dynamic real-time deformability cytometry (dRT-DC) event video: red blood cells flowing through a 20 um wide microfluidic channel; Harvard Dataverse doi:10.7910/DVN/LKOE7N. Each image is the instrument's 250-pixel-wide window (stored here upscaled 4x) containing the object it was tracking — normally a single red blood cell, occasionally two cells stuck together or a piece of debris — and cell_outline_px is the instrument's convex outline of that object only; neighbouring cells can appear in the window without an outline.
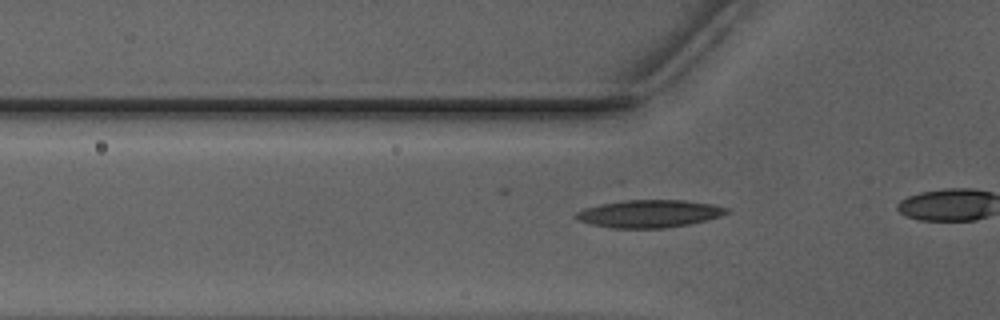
{"species": "Egyptian fruit bat (a non-hibernating species)", "species_latin": "Rousettus aegyptiacus", "temperature_condition": "warm", "stored_images_in_passage": 19, "camera_frame_rate_fps": 3000, "um_per_image_px": 0.085, "animal": {"sex": "male"}, "frame": {"image": 1, "passage_image": 14, "time_ms": 4.333, "image_size_px": [1000, 320], "cell_outline_px": [[728, 212], [720, 216], [688, 224], [664, 228], [612, 228], [588, 224], [572, 216], [576, 212], [584, 208], [600, 204], [624, 200], [684, 200], [712, 204], [728, 208]], "centroid_in_image_um": [55.13, 18.16], "position_along_channel_um": 70.7, "area_um2": 24.16}}
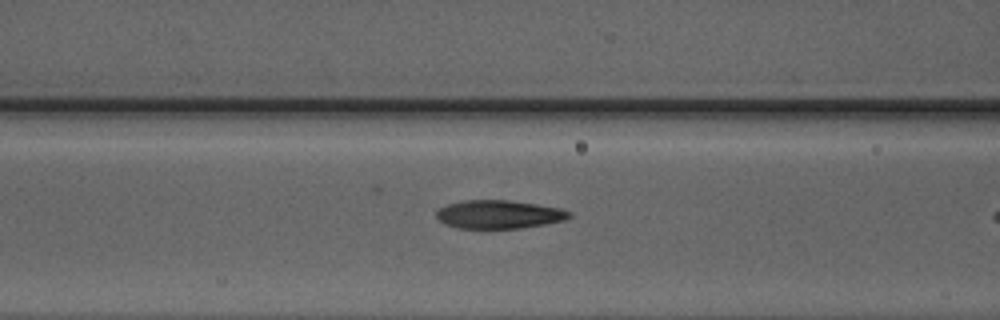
{"frame": {"image": 2, "passage_image": 18, "time_ms": 5.667, "image_size_px": [1000, 320], "cell_outline_px": [[572, 216], [564, 220], [544, 224], [520, 228], [456, 228], [444, 224], [436, 216], [436, 208], [448, 204], [464, 200], [508, 200], [536, 204], [560, 208], [572, 212]], "centroid_in_image_um": [42.38, 18.22], "position_along_channel_um": 124.2, "area_um2": 22.02}}